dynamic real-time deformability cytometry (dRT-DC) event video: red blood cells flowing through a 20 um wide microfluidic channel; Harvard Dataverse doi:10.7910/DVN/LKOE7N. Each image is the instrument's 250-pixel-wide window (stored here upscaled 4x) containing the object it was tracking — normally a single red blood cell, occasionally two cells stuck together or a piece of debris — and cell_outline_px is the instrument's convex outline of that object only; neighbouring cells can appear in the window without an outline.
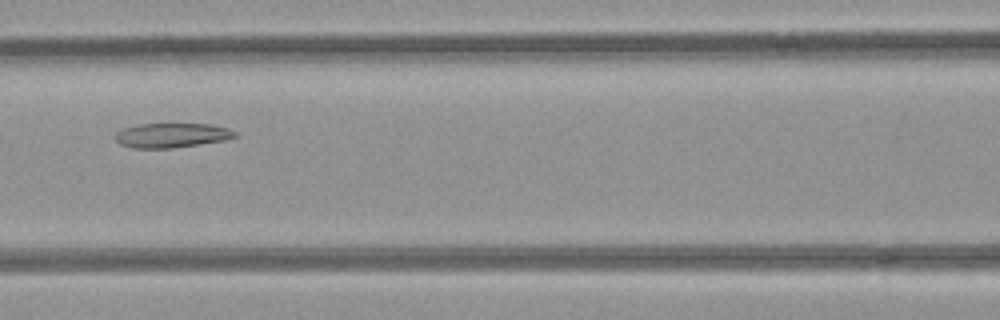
{"species": "common noctule bat (a hibernating species)", "species_latin": "Nyctalus noctula", "temperature_condition": "room temperature", "stored_images_in_passage": 8, "camera_frame_rate_fps": 3000, "um_per_image_px": 0.085, "animal": {"sex": "female", "body_mass_g": 21.9}, "frame": {"image": 1, "passage_image": 8, "time_ms": 2.333, "image_size_px": [1000, 320], "cell_outline_px": [[240, 136], [224, 140], [172, 148], [132, 148], [120, 144], [116, 140], [116, 132], [120, 128], [140, 124], [212, 124], [228, 128], [236, 132]], "centroid_in_image_um": [14.6, 11.49], "position_along_channel_um": 152.0, "area_um2": 17.17}}